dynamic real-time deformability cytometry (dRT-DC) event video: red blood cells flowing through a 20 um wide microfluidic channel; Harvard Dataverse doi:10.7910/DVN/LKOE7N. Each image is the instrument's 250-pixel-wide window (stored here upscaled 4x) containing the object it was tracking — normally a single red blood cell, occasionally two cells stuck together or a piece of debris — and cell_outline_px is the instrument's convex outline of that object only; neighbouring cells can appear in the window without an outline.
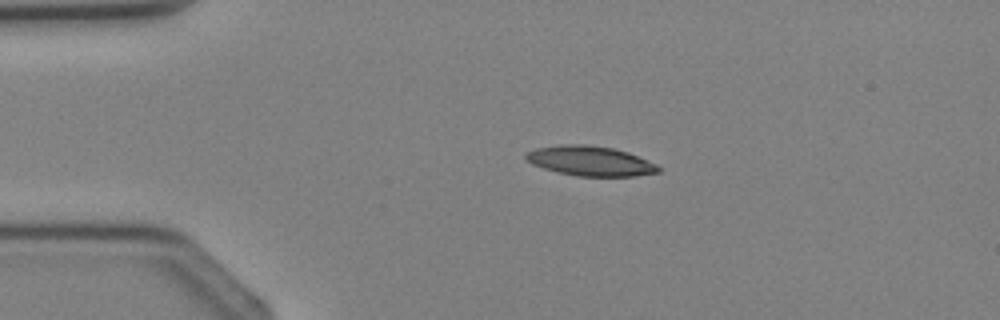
{"species": "Egyptian fruit bat (a non-hibernating species)", "species_latin": "Rousettus aegyptiacus", "temperature_condition": "cold", "stored_images_in_passage": 2, "camera_frame_rate_fps": 3000, "um_per_image_px": 0.085, "animal": {"sex": "female"}, "frame": {"image": 1, "passage_image": 1, "time_ms": 0.0, "image_size_px": [1000, 320], "cell_outline_px": [[660, 172], [632, 176], [576, 176], [556, 172], [532, 164], [524, 160], [524, 156], [528, 152], [536, 148], [564, 144], [584, 144], [612, 148], [628, 152], [656, 164], [660, 168]], "centroid_in_image_um": [50.14, 13.68], "position_along_channel_um": 34.9, "area_um2": 22.95}}